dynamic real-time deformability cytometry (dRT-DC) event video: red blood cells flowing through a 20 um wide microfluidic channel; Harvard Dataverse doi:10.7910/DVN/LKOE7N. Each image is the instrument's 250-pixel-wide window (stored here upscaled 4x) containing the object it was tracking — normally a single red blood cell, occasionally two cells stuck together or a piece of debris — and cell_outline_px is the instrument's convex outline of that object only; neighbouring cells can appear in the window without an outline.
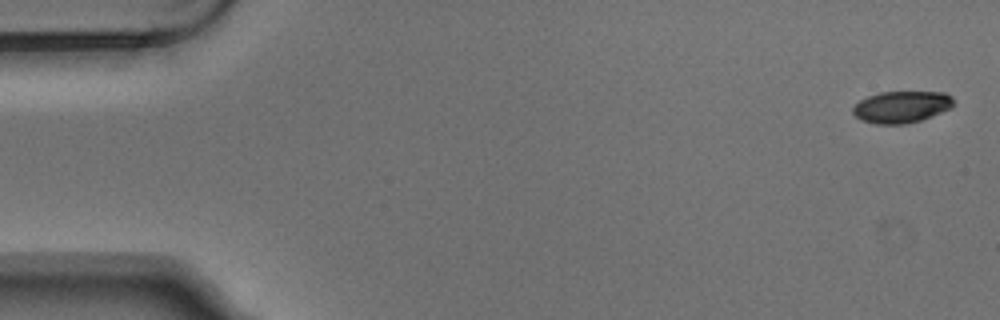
{"species": "Egyptian fruit bat (a non-hibernating species)", "species_latin": "Rousettus aegyptiacus", "temperature_condition": "warm", "stored_images_in_passage": 6, "camera_frame_rate_fps": 3000, "um_per_image_px": 0.085, "animal": {"sex": "male"}, "frame": {"image": 1, "passage_image": 1, "time_ms": 0.0, "image_size_px": [1000, 320], "cell_outline_px": [[956, 104], [952, 108], [932, 116], [920, 120], [904, 124], [876, 124], [860, 120], [852, 112], [852, 108], [860, 100], [868, 96], [880, 92], [944, 92], [952, 96], [956, 100]], "centroid_in_image_um": [76.67, 9.08], "position_along_channel_um": 8.3, "area_um2": 18.84}}
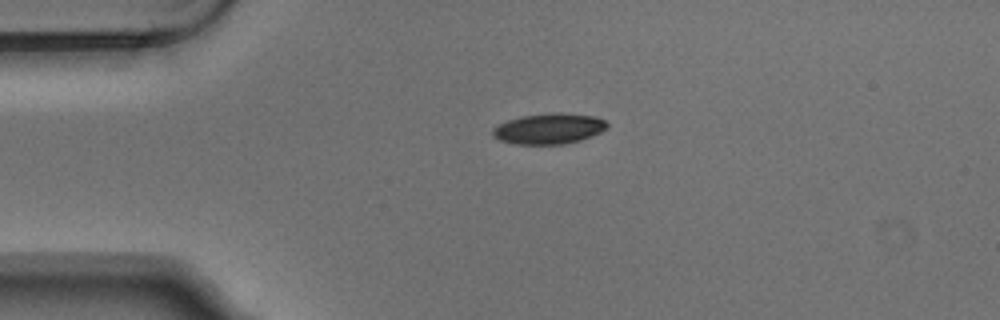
{"frame": {"image": 2, "passage_image": 4, "time_ms": 1.0, "image_size_px": [1000, 320], "cell_outline_px": [[608, 124], [600, 132], [592, 136], [580, 140], [564, 144], [516, 144], [500, 140], [492, 136], [492, 128], [508, 120], [520, 116], [552, 112], [560, 112], [596, 116], [604, 120]], "centroid_in_image_um": [46.64, 10.92], "position_along_channel_um": 38.4, "area_um2": 20.46}}
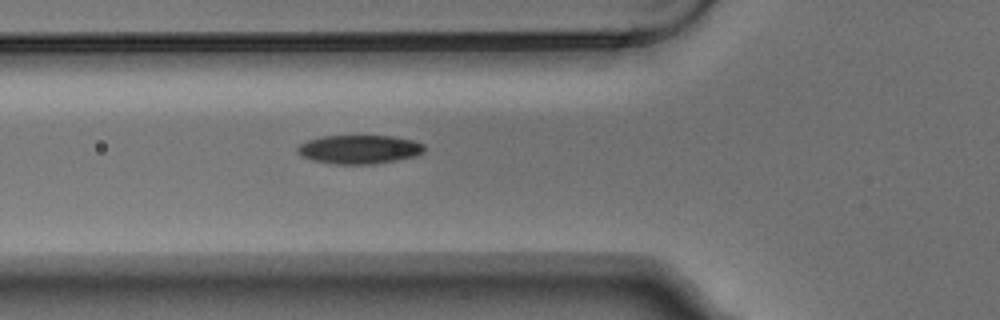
{"frame": {"image": 3, "passage_image": 6, "time_ms": 1.667, "image_size_px": [1000, 320], "cell_outline_px": [[424, 152], [416, 156], [376, 164], [332, 164], [312, 160], [300, 156], [296, 152], [296, 148], [300, 144], [308, 140], [324, 136], [392, 136], [412, 140], [424, 144]], "centroid_in_image_um": [30.52, 12.7], "position_along_channel_um": 95.3, "area_um2": 21.39}}